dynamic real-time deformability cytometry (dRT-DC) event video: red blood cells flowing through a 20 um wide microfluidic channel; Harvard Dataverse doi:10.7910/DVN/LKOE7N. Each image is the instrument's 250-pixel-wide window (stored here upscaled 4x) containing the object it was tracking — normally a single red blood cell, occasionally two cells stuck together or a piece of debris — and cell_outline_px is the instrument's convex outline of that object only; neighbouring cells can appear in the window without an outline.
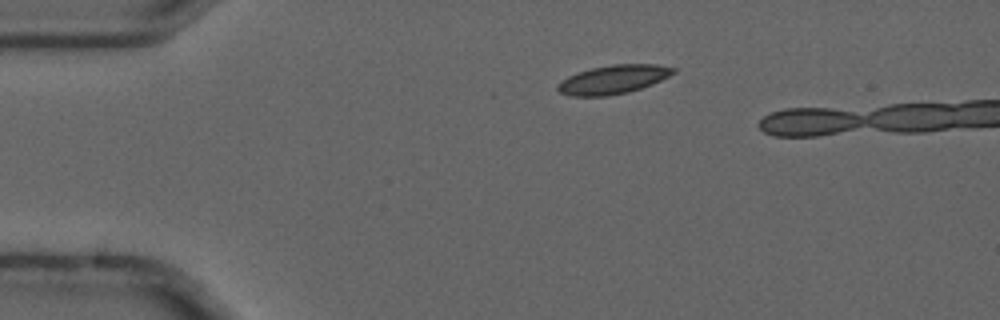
{"species": "common noctule bat (a hibernating species)", "species_latin": "Nyctalus noctula", "temperature_condition": "cold", "stored_images_in_passage": 2, "camera_frame_rate_fps": 3000, "um_per_image_px": 0.085, "animal": {"sex": "male", "forearm_length_mm": 52.5}, "frame": {"image": 1, "passage_image": 1, "time_ms": 0.0, "image_size_px": [1000, 320], "cell_outline_px": [[676, 72], [652, 84], [628, 92], [608, 96], [568, 96], [560, 92], [556, 88], [556, 84], [568, 76], [592, 68], [612, 64], [656, 64], [676, 68]], "centroid_in_image_um": [52.11, 6.76], "position_along_channel_um": 32.9, "area_um2": 19.31}}